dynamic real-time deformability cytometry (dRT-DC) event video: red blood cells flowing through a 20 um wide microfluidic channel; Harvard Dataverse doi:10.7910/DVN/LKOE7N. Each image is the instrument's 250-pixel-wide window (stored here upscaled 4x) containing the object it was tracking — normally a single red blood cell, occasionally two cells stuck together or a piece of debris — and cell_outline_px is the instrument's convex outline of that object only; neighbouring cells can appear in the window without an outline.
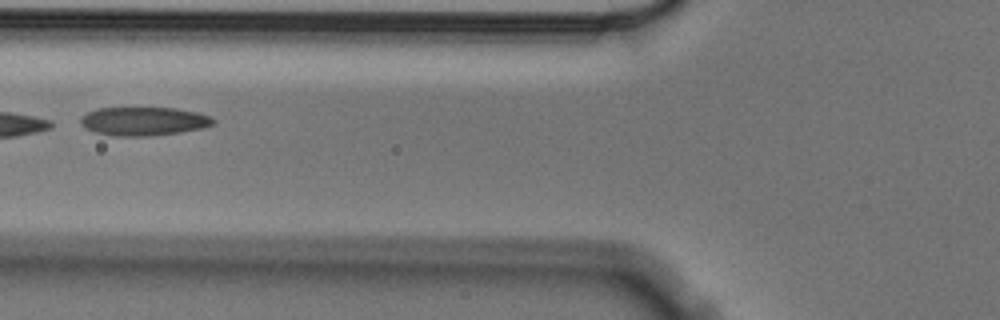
{"species": "Egyptian fruit bat (a non-hibernating species)", "species_latin": "Rousettus aegyptiacus", "temperature_condition": "cold", "stored_images_in_passage": 2, "camera_frame_rate_fps": 3000, "um_per_image_px": 0.085, "animal": {"sex": "male"}, "frame": {"image": 1, "passage_image": 2, "time_ms": 0.333, "image_size_px": [1000, 320], "cell_outline_px": [[216, 124], [204, 128], [180, 132], [152, 136], [116, 136], [96, 132], [84, 128], [80, 124], [80, 116], [96, 108], [176, 108], [196, 112], [212, 116], [216, 120]], "centroid_in_image_um": [12.24, 10.31], "position_along_channel_um": 113.6, "area_um2": 22.37}}